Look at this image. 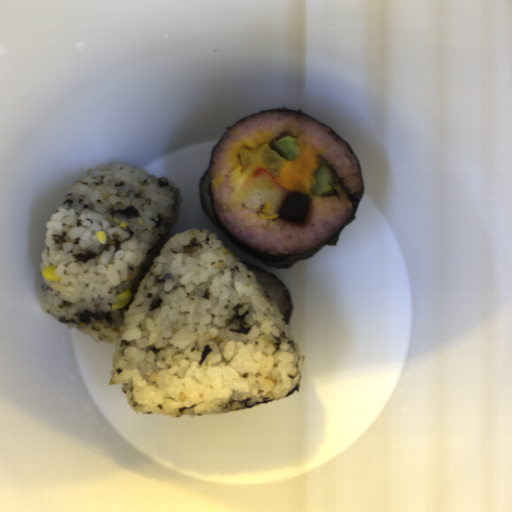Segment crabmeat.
<instances>
[{
    "label": "crabmeat",
    "instance_id": "crabmeat-1",
    "mask_svg": "<svg viewBox=\"0 0 512 512\" xmlns=\"http://www.w3.org/2000/svg\"><path fill=\"white\" fill-rule=\"evenodd\" d=\"M290 191L259 166L241 184L238 196L245 207L257 214L273 216L279 213Z\"/></svg>",
    "mask_w": 512,
    "mask_h": 512
}]
</instances>
